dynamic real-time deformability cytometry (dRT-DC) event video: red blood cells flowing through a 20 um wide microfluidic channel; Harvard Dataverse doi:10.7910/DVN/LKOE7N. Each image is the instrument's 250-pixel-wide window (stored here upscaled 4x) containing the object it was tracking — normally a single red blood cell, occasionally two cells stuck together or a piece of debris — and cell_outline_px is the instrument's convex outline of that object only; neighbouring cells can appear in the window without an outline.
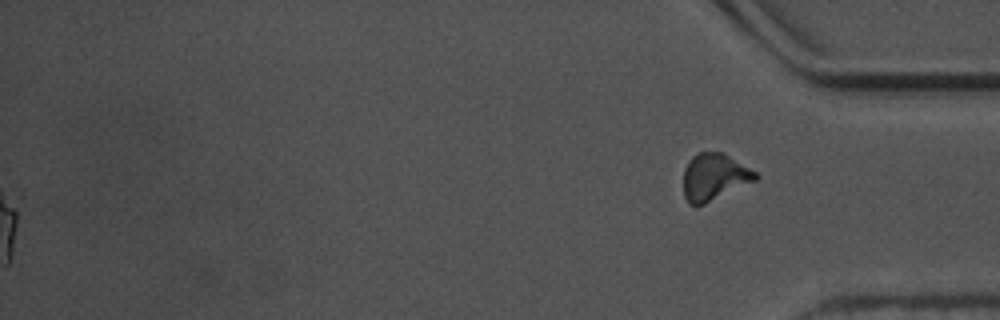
{"species": "common noctule bat (a hibernating species)", "species_latin": "Nyctalus noctula", "temperature_condition": "warm", "stored_images_in_passage": 47, "segment_of_instrument_passage": [2, 2], "camera_frame_rate_fps": 3000, "um_per_image_px": 0.085, "animal": {"sex": "male", "body_mass_g": 17.5, "forearm_length_mm": 52.3}, "frame": {"image": 1, "passage_image": 47, "time_ms": 15.333, "image_size_px": [1000, 320], "cell_outline_px": [[760, 176], [756, 180], [696, 208], [688, 204], [684, 196], [684, 168], [688, 160], [692, 156], [700, 152], [724, 152], [756, 172]], "centroid_in_image_um": [60.69, 15.05], "position_along_channel_um": 374.5, "area_um2": 19.88}}